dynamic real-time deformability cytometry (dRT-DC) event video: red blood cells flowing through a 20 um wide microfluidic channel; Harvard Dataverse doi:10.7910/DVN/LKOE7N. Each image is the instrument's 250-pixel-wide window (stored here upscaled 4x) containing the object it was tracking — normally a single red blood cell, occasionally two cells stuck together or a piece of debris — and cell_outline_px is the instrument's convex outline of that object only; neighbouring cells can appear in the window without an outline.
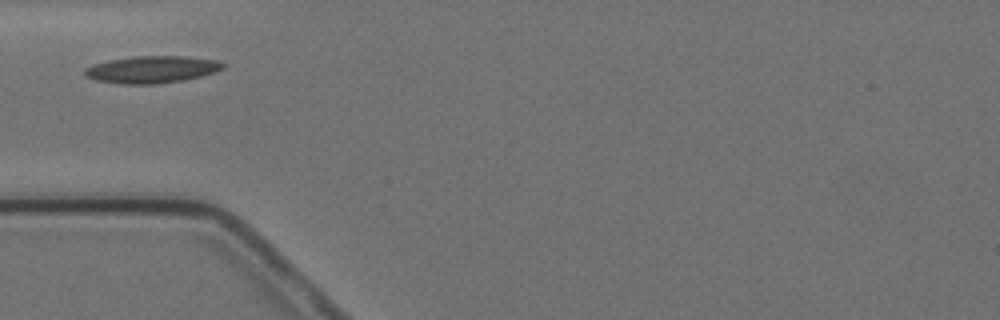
{"species": "Egyptian fruit bat (a non-hibernating species)", "species_latin": "Rousettus aegyptiacus", "temperature_condition": "cold", "stored_images_in_passage": 12, "camera_frame_rate_fps": 3000, "um_per_image_px": 0.085, "animal": {"sex": "female"}, "frame": {"image": 1, "passage_image": 1, "time_ms": 0.0, "image_size_px": [1000, 320], "cell_outline_px": [[224, 68], [216, 72], [184, 80], [156, 84], [124, 84], [96, 80], [84, 76], [84, 68], [92, 64], [108, 60], [132, 56], [184, 56], [216, 60], [224, 64]], "centroid_in_image_um": [12.87, 5.9], "position_along_channel_um": 72.1, "area_um2": 21.91}}
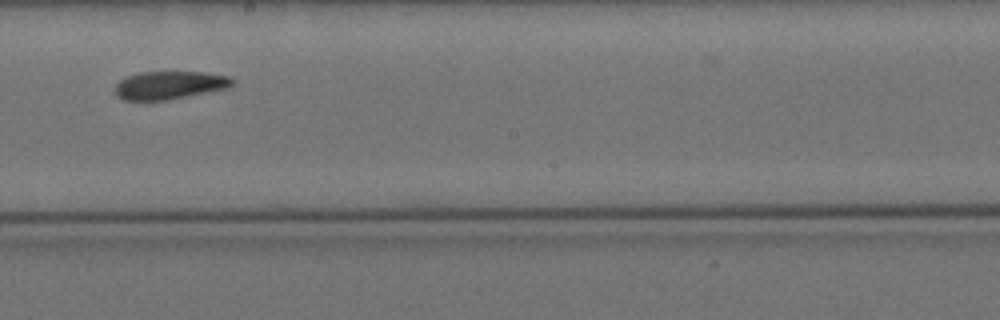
{"frame": {"image": 2, "passage_image": 5, "time_ms": 4.667, "image_size_px": [1000, 320], "cell_outline_px": [[232, 84], [228, 88], [168, 100], [124, 100], [116, 96], [116, 84], [120, 80], [128, 76], [140, 72], [208, 72], [228, 76], [232, 80]], "centroid_in_image_um": [14.4, 7.24], "position_along_channel_um": 233.8, "area_um2": 19.07}}
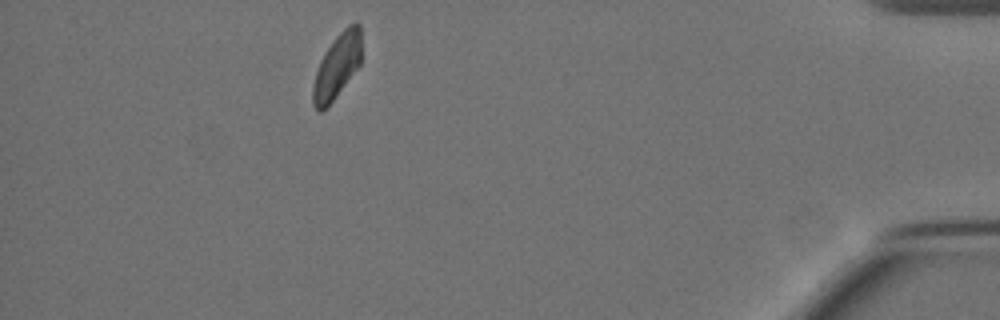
{"frame": {"image": 3, "passage_image": 10, "time_ms": 11.333, "image_size_px": [1000, 320], "cell_outline_px": [[360, 64], [332, 100], [320, 112], [312, 104], [312, 88], [316, 72], [320, 60], [336, 36], [348, 24], [360, 24]], "centroid_in_image_um": [28.62, 5.61], "position_along_channel_um": 406.6, "area_um2": 17.57}}